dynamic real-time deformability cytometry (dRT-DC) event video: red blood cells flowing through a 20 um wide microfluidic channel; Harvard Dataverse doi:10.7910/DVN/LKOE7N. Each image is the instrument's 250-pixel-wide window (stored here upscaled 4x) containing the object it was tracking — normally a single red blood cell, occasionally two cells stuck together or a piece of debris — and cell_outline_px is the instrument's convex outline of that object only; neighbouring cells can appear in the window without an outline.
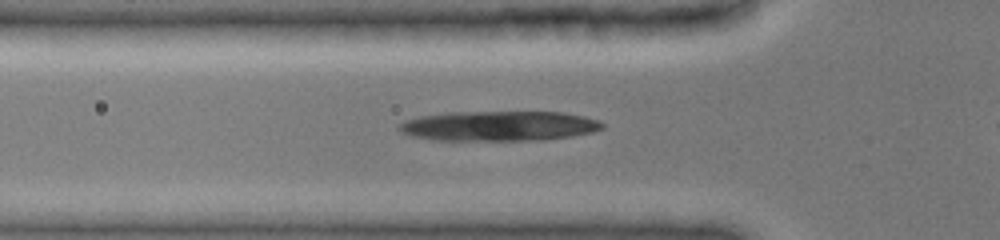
{"species": "common noctule bat (a hibernating species)", "species_latin": "Nyctalus noctula", "temperature_condition": "cold", "stored_images_in_passage": 21, "camera_frame_rate_fps": 3000, "um_per_image_px": 0.085, "animal": {"sex": "female", "body_mass_g": 19.0, "forearm_length_mm": 51.5}, "frame": {"image": 1, "passage_image": 8, "time_ms": 1.667, "image_size_px": [1000, 240], "cell_outline_px": [[604, 128], [592, 132], [572, 136], [544, 140], [432, 140], [412, 136], [400, 132], [396, 128], [396, 124], [404, 120], [420, 116], [448, 112], [564, 112], [584, 116], [600, 120], [604, 124]], "centroid_in_image_um": [42.39, 10.7], "position_along_channel_um": 83.4, "area_um2": 35.89}}
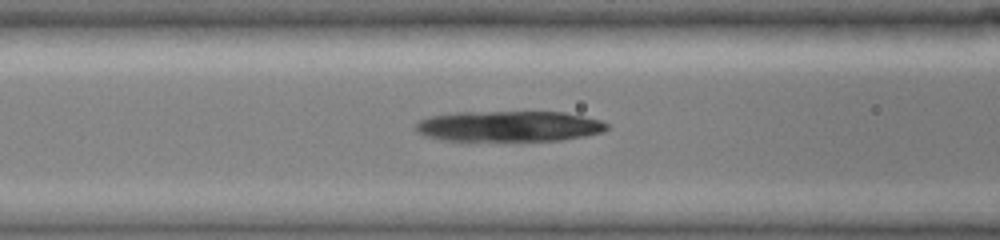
{"frame": {"image": 2, "passage_image": 13, "time_ms": 2.667, "image_size_px": [1000, 240], "cell_outline_px": [[608, 128], [604, 132], [584, 136], [560, 140], [468, 144], [444, 140], [424, 136], [416, 132], [412, 128], [420, 120], [428, 116], [456, 112], [564, 112], [584, 116], [600, 120], [608, 124]], "centroid_in_image_um": [43.16, 10.78], "position_along_channel_um": 123.4, "area_um2": 35.89}}
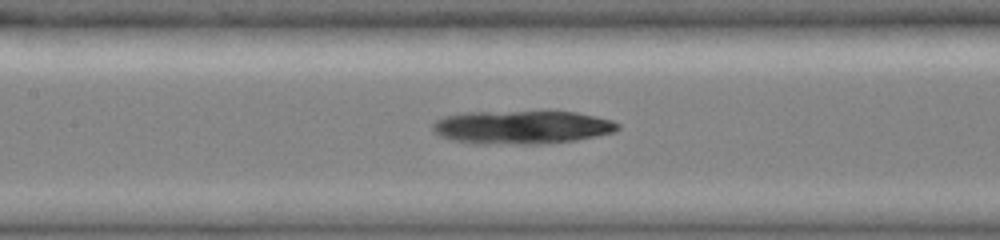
{"frame": {"image": 3, "passage_image": 17, "time_ms": 3.667, "image_size_px": [1000, 240], "cell_outline_px": [[620, 128], [616, 132], [576, 140], [540, 144], [476, 144], [452, 140], [440, 136], [432, 128], [432, 124], [436, 120], [444, 116], [460, 112], [576, 112], [596, 116], [612, 120], [620, 124]], "centroid_in_image_um": [44.36, 10.82], "position_along_channel_um": 163.0, "area_um2": 36.24}}